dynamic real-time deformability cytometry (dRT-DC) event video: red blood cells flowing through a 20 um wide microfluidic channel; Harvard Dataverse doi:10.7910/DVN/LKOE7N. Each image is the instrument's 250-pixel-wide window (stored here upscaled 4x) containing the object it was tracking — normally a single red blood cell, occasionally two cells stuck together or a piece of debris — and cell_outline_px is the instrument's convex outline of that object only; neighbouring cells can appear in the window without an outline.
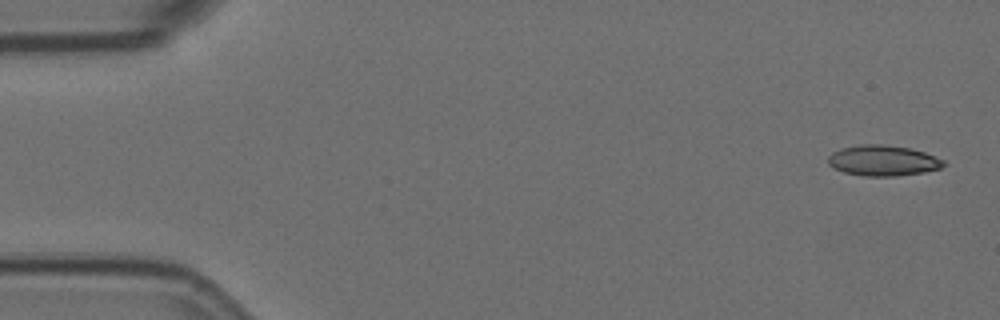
{"species": "Egyptian fruit bat (a non-hibernating species)", "species_latin": "Rousettus aegyptiacus", "temperature_condition": "room temperature", "stored_images_in_passage": 4, "camera_frame_rate_fps": 3000, "um_per_image_px": 0.085, "animal": {"sex": "female"}, "frame": {"image": 1, "passage_image": 1, "time_ms": 0.0, "image_size_px": [1000, 320], "cell_outline_px": [[948, 164], [940, 168], [924, 172], [896, 176], [864, 176], [844, 172], [828, 164], [828, 156], [832, 152], [840, 148], [860, 144], [884, 144], [908, 148], [924, 152], [944, 160]], "centroid_in_image_um": [75.05, 13.64], "position_along_channel_um": 9.9, "area_um2": 20.63}}